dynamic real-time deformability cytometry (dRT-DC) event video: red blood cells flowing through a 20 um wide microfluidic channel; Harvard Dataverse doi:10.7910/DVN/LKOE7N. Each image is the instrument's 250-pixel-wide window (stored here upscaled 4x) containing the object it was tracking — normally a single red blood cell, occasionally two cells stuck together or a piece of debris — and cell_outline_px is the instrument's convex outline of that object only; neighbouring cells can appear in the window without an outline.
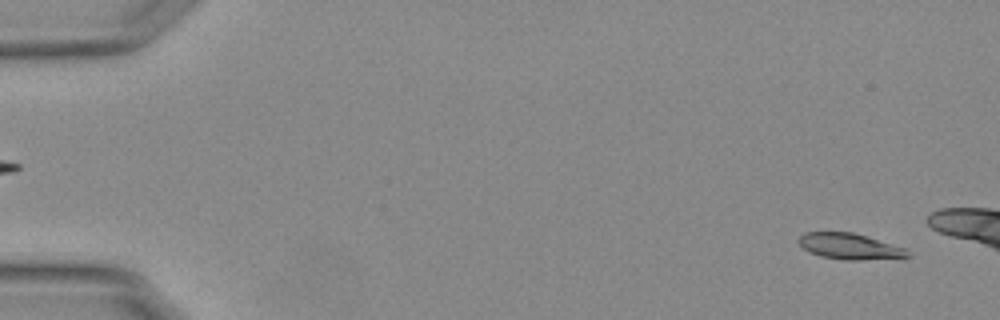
{"species": "Egyptian fruit bat (a non-hibernating species)", "species_latin": "Rousettus aegyptiacus", "temperature_condition": "warm", "stored_images_in_passage": 56, "camera_frame_rate_fps": 3000, "um_per_image_px": 0.085, "animal": {"sex": "female"}, "frame": {"image": 1, "passage_image": 3, "time_ms": 0.667, "image_size_px": [1000, 320], "cell_outline_px": [[912, 256], [860, 260], [844, 260], [820, 256], [808, 252], [796, 240], [804, 232], [852, 232], [904, 248]], "centroid_in_image_um": [72.15, 20.94], "position_along_channel_um": 12.9, "area_um2": 16.24}}
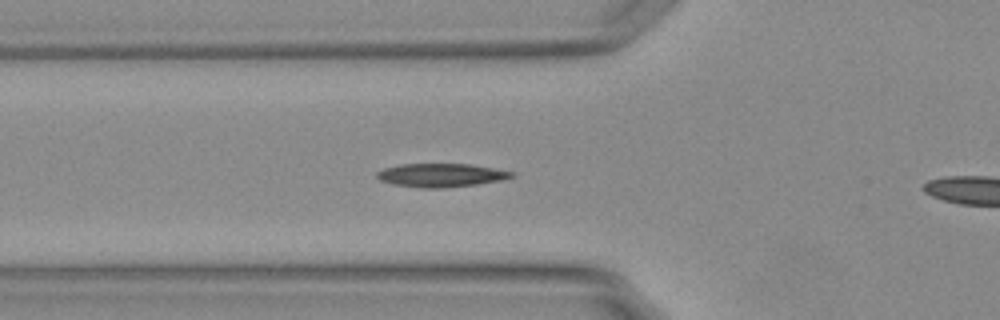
{"frame": {"image": 2, "passage_image": 20, "time_ms": 6.333, "image_size_px": [1000, 320], "cell_outline_px": [[516, 176], [504, 180], [476, 184], [440, 188], [420, 188], [392, 184], [380, 180], [376, 176], [376, 172], [384, 168], [400, 164], [468, 164], [516, 172]], "centroid_in_image_um": [37.5, 14.89], "position_along_channel_um": 88.3, "area_um2": 18.5}}
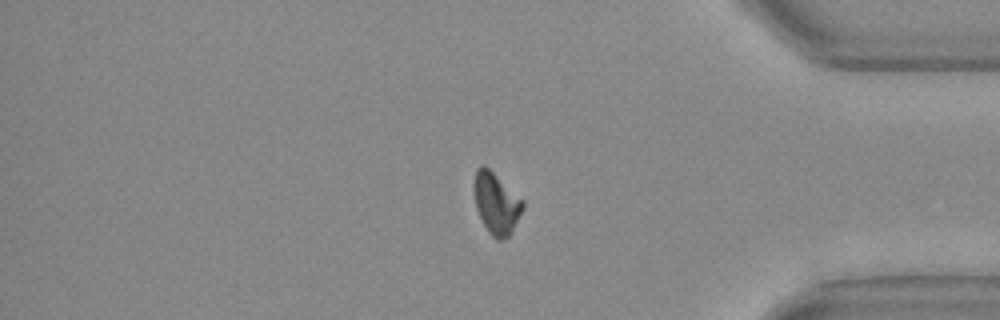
{"frame": {"image": 3, "passage_image": 46, "time_ms": 15.0, "image_size_px": [1000, 320], "cell_outline_px": [[524, 208], [508, 236], [500, 240], [496, 240], [488, 232], [476, 208], [472, 188], [472, 184], [476, 168], [484, 164], [524, 200]], "centroid_in_image_um": [42.15, 17.24], "position_along_channel_um": 393.0, "area_um2": 17.51}}